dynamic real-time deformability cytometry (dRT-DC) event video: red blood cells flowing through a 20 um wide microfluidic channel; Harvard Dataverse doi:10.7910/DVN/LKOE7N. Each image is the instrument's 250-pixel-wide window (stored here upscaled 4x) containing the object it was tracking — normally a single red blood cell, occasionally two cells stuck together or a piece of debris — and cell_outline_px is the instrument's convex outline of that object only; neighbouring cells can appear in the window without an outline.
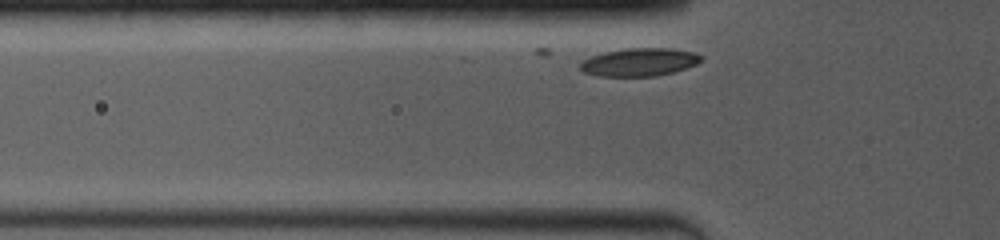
{"species": "common noctule bat (a hibernating species)", "species_latin": "Nyctalus noctula", "temperature_condition": "room temperature", "stored_images_in_passage": 25, "camera_frame_rate_fps": 4000, "um_per_image_px": 0.085, "animal": {"sex": "female", "body_mass_g": 19.0, "forearm_length_mm": 53.3}, "frame": {"image": 1, "passage_image": 2, "time_ms": 0.5, "image_size_px": [1000, 240], "cell_outline_px": [[704, 60], [696, 64], [672, 72], [656, 76], [600, 76], [584, 72], [580, 68], [580, 64], [584, 60], [592, 56], [604, 52], [624, 48], [672, 48], [696, 52], [704, 56]], "centroid_in_image_um": [54.4, 5.26], "position_along_channel_um": 71.4, "area_um2": 19.77}}
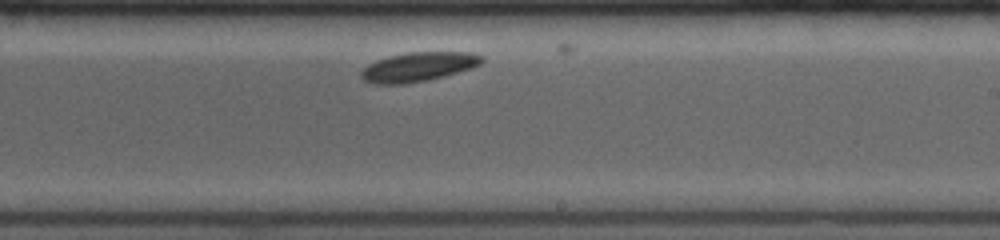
{"frame": {"image": 2, "passage_image": 15, "time_ms": 5.5, "image_size_px": [1000, 240], "cell_outline_px": [[484, 60], [480, 64], [472, 68], [444, 76], [428, 80], [404, 84], [376, 84], [364, 80], [360, 76], [360, 72], [368, 64], [376, 60], [388, 56], [408, 52], [472, 52], [484, 56]], "centroid_in_image_um": [35.57, 5.67], "position_along_channel_um": 253.4, "area_um2": 20.69}}
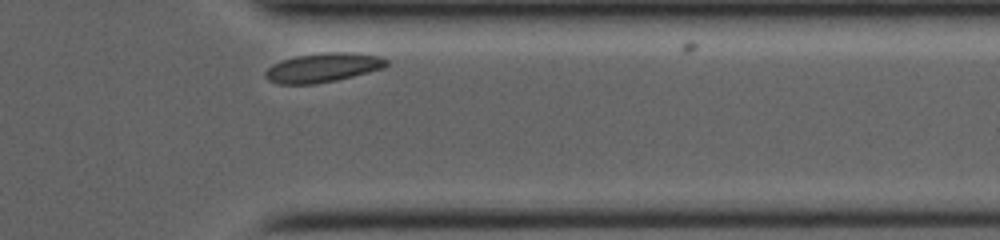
{"frame": {"image": 3, "passage_image": 24, "time_ms": 9.0, "image_size_px": [1000, 240], "cell_outline_px": [[388, 64], [384, 68], [336, 80], [316, 84], [276, 84], [268, 80], [264, 76], [264, 72], [272, 64], [280, 60], [296, 56], [324, 52], [356, 52], [380, 56], [388, 60]], "centroid_in_image_um": [27.43, 5.74], "position_along_channel_um": 384.0, "area_um2": 20.81}}